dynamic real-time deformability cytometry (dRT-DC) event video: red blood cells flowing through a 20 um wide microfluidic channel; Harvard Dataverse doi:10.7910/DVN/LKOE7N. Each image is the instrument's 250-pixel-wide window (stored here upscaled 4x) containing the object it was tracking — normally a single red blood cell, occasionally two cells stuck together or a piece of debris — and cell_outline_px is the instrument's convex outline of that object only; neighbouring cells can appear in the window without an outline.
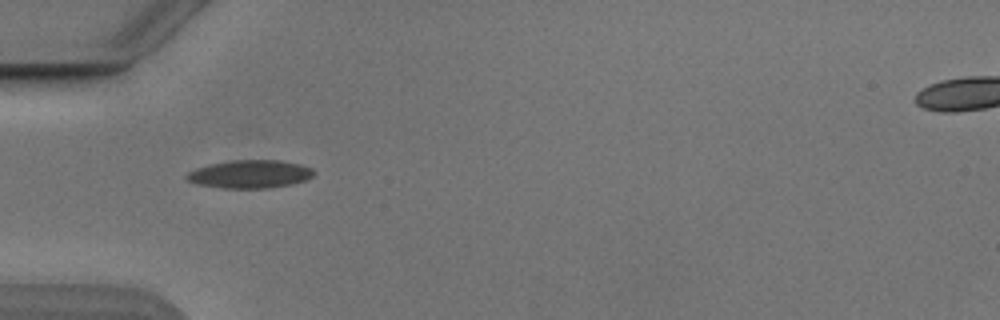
{"species": "Egyptian fruit bat (a non-hibernating species)", "species_latin": "Rousettus aegyptiacus", "temperature_condition": "cold", "stored_images_in_passage": 37, "camera_frame_rate_fps": 3000, "um_per_image_px": 0.085, "animal": {"sex": "male"}, "frame": {"image": 1, "passage_image": 1, "time_ms": 0.0, "image_size_px": [1000, 320], "cell_outline_px": [[316, 172], [312, 176], [304, 180], [292, 184], [268, 188], [224, 188], [200, 184], [188, 180], [184, 176], [188, 172], [196, 168], [208, 164], [228, 160], [280, 160], [300, 164], [312, 168]], "centroid_in_image_um": [21.25, 14.78], "position_along_channel_um": 63.7, "area_um2": 20.81}}
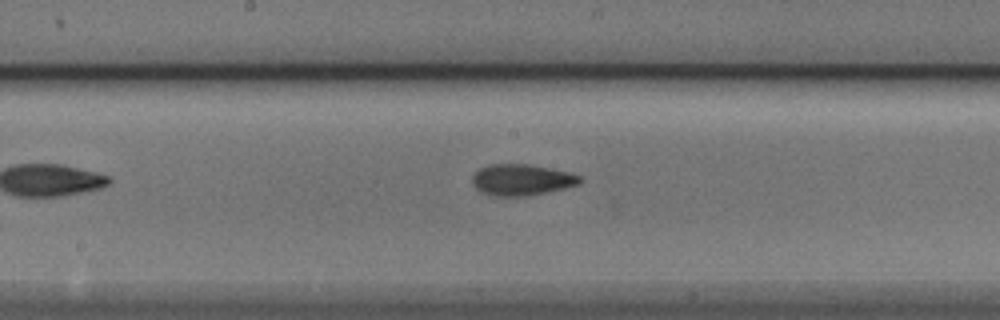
{"frame": {"image": 2, "passage_image": 12, "time_ms": 3.667, "image_size_px": [1000, 320], "cell_outline_px": [[584, 180], [580, 184], [548, 192], [528, 196], [492, 196], [480, 192], [472, 184], [472, 176], [480, 168], [488, 164], [528, 164], [568, 172], [580, 176]], "centroid_in_image_um": [44.33, 15.29], "position_along_channel_um": 203.9, "area_um2": 19.71}}
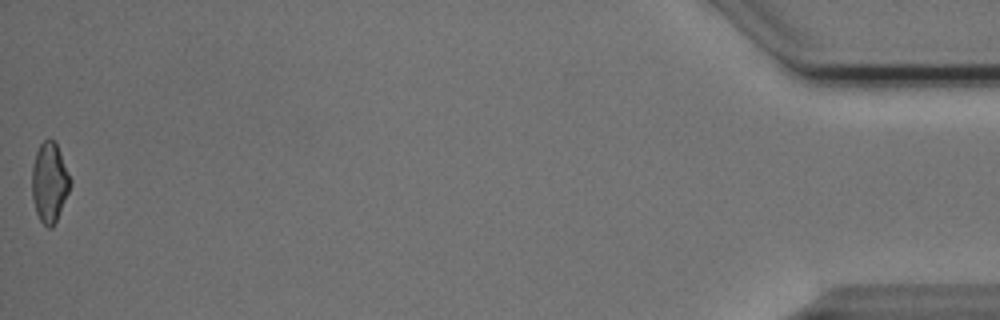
{"frame": {"image": 3, "passage_image": 37, "time_ms": 12.0, "image_size_px": [1000, 320], "cell_outline_px": [[72, 180], [68, 192], [56, 220], [52, 228], [48, 228], [40, 220], [36, 212], [32, 196], [32, 168], [36, 152], [40, 144], [44, 140], [52, 140], [56, 144], [60, 152]], "centroid_in_image_um": [4.2, 15.51], "position_along_channel_um": 431.0, "area_um2": 17.51}, "authors_computed_cell_mechanics": {"area_um2": 18.7272, "velocity_mm_per_s": 3.8733, "shape_relaxation_time_tau1_ms": 3.7654, "shape_relaxation_time_tau2_ms": 2.3565, "deformation_change_tau1": 0.1234, "deformation_change_tau2": 0.0874}}